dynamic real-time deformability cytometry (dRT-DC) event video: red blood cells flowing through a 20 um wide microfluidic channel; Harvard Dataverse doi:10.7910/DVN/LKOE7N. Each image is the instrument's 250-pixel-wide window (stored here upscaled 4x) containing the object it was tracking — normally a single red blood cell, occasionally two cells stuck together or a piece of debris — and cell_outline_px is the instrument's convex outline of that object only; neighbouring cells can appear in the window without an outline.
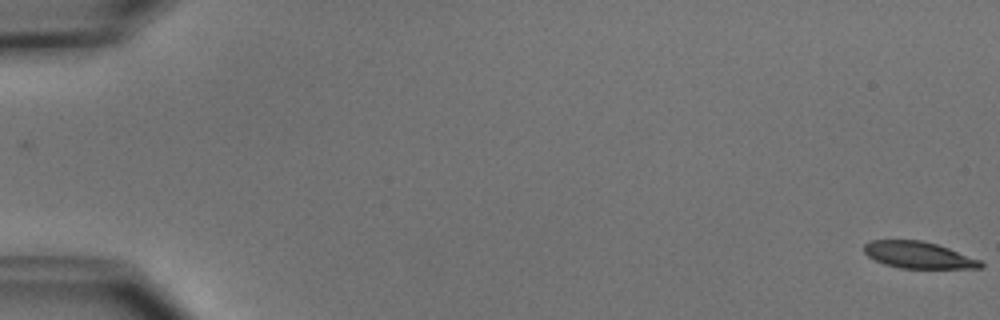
{"species": "common noctule bat (a hibernating species)", "species_latin": "Nyctalus noctula", "temperature_condition": "cold", "stored_images_in_passage": 6, "segment_of_instrument_passage": [2, 2], "camera_frame_rate_fps": 3000, "um_per_image_px": 0.085, "animal": {"sex": "male", "body_mass_g": 15.6}, "frame": {"image": 1, "passage_image": 6, "time_ms": 6.0, "image_size_px": [1000, 320], "cell_outline_px": [[984, 264], [980, 268], [900, 268], [884, 264], [868, 256], [864, 252], [864, 244], [868, 240], [920, 240], [936, 244], [948, 248], [980, 260]], "centroid_in_image_um": [78.03, 21.67], "position_along_channel_um": 7.0, "area_um2": 17.98}}